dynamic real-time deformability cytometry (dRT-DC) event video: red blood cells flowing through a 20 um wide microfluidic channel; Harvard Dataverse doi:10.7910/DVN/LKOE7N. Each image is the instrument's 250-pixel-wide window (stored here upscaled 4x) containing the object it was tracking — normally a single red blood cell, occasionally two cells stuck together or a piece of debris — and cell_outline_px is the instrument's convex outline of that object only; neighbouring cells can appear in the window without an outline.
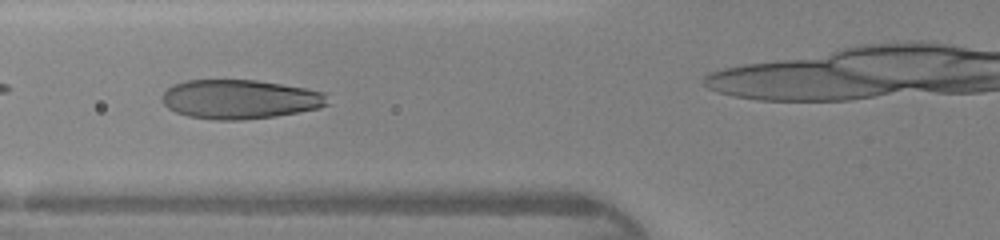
{"species": "human", "species_latin": "Homo sapiens", "temperature_condition": "warm", "stored_images_in_passage": 24, "camera_frame_rate_fps": 3000, "um_per_image_px": 0.085, "donor": {"sex": "female"}, "frame": {"image": 1, "passage_image": 4, "time_ms": 1.0, "image_size_px": [1000, 240], "cell_outline_px": [[328, 104], [320, 108], [276, 116], [240, 120], [212, 120], [188, 116], [176, 112], [168, 108], [160, 100], [164, 92], [168, 88], [176, 84], [188, 80], [256, 80], [304, 88], [324, 92]], "centroid_in_image_um": [20.37, 8.44], "position_along_channel_um": 105.4, "area_um2": 37.69}}